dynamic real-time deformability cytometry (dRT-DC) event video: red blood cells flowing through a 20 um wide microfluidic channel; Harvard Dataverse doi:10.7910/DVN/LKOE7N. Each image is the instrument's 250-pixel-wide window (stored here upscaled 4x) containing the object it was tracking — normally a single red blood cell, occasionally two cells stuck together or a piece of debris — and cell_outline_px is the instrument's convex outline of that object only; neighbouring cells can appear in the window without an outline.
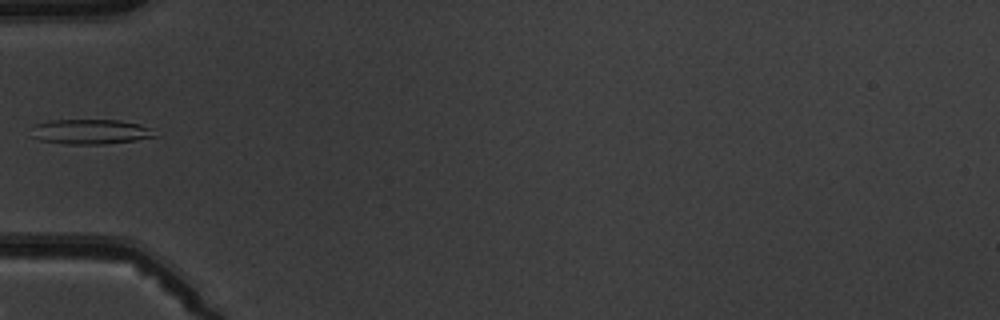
{"species": "common noctule bat (a hibernating species)", "species_latin": "Nyctalus noctula", "temperature_condition": "warm", "stored_images_in_passage": 3, "camera_frame_rate_fps": 3000, "um_per_image_px": 0.085, "animal": {"sex": "male", "body_mass_g": 19.5, "forearm_length_mm": 54.6}, "frame": {"image": 1, "passage_image": 2, "time_ms": 1.0, "image_size_px": [1000, 320], "cell_outline_px": [[160, 136], [136, 140], [104, 144], [68, 144], [40, 140], [32, 136], [36, 124], [48, 120], [120, 120], [140, 124], [148, 128]], "centroid_in_image_um": [7.73, 11.19], "position_along_channel_um": 77.3, "area_um2": 17.8}}
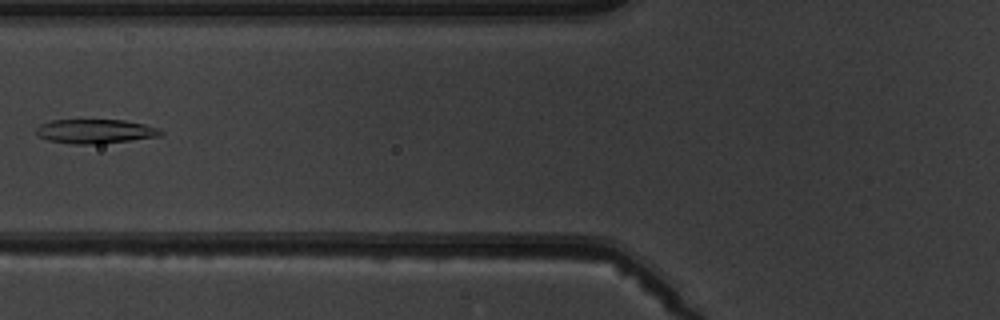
{"frame": {"image": 2, "passage_image": 3, "time_ms": 2.0, "image_size_px": [1000, 320], "cell_outline_px": [[164, 132], [160, 136], [100, 144], [72, 144], [48, 140], [40, 136], [36, 132], [36, 128], [40, 124], [52, 120], [124, 120], [144, 124], [160, 128]], "centroid_in_image_um": [8.12, 11.16], "position_along_channel_um": 117.7, "area_um2": 17.57}}